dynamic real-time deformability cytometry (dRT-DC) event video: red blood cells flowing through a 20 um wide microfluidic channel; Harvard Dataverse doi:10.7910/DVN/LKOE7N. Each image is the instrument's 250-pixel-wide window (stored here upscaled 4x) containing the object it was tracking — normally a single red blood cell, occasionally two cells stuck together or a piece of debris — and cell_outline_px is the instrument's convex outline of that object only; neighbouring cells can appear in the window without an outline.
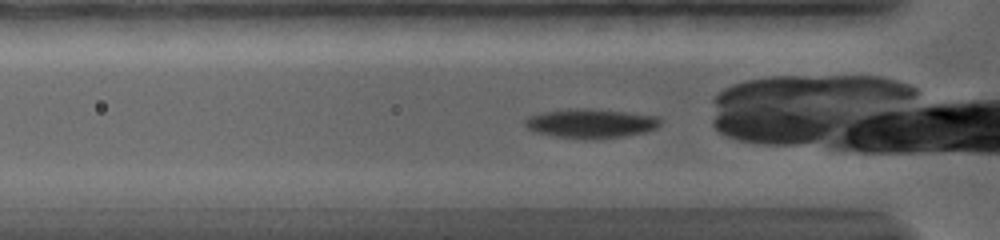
{"species": "common noctule bat (a hibernating species)", "species_latin": "Nyctalus noctula", "temperature_condition": "warm", "stored_images_in_passage": 60, "camera_frame_rate_fps": 5000, "um_per_image_px": 0.085, "animal": {"sex": "female", "body_mass_g": 19.0, "forearm_length_mm": 56.7}, "frame": {"image": 1, "passage_image": 2, "time_ms": 0.2, "image_size_px": [1000, 240], "cell_outline_px": [[664, 120], [656, 128], [644, 132], [624, 136], [592, 140], [556, 136], [536, 132], [528, 128], [524, 124], [524, 120], [528, 116], [540, 112], [568, 108], [592, 108], [628, 112], [660, 116]], "centroid_in_image_um": [50.24, 10.47], "position_along_channel_um": 75.6, "area_um2": 23.47}}
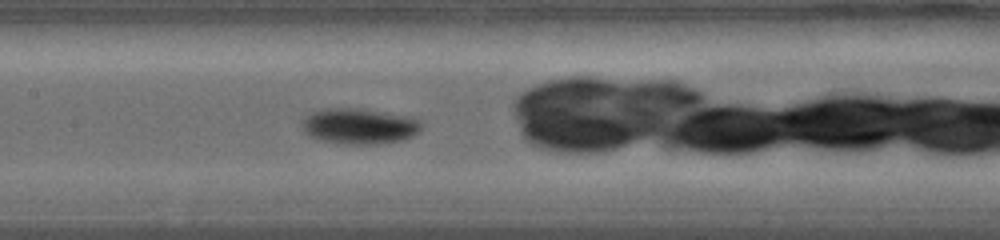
{"frame": {"image": 2, "passage_image": 14, "time_ms": 3.0, "image_size_px": [1000, 240], "cell_outline_px": [[420, 132], [404, 140], [380, 144], [344, 144], [320, 140], [308, 136], [304, 132], [300, 124], [304, 116], [308, 112], [324, 108], [364, 108], [404, 116], [420, 120]], "centroid_in_image_um": [30.47, 10.72], "position_along_channel_um": 176.9, "area_um2": 25.26}}
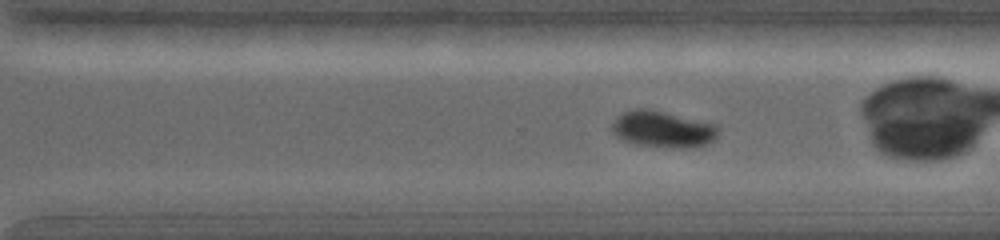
{"frame": {"image": 3, "passage_image": 30, "time_ms": 6.8, "image_size_px": [1000, 240], "cell_outline_px": [[720, 132], [708, 144], [688, 148], [676, 148], [632, 144], [616, 136], [612, 132], [612, 124], [616, 116], [624, 112], [636, 108], [648, 108], [716, 124], [720, 128]], "centroid_in_image_um": [56.34, 10.98], "position_along_channel_um": 314.3, "area_um2": 22.77}}